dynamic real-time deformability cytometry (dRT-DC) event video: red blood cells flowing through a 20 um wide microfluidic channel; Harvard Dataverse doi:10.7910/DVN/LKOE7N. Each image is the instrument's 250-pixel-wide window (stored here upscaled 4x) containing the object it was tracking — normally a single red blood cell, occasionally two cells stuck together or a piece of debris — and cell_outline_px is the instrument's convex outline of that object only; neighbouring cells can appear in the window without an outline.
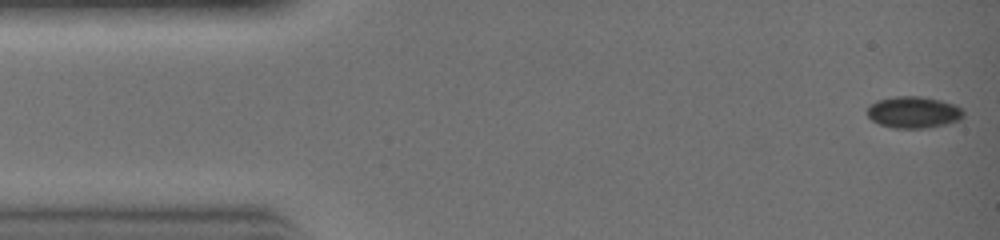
{"species": "common noctule bat (a hibernating species)", "species_latin": "Nyctalus noctula", "temperature_condition": "warm", "stored_images_in_passage": 24, "camera_frame_rate_fps": 3000, "um_per_image_px": 0.085, "animal": {"sex": "female", "body_mass_g": 19.0, "forearm_length_mm": 51.5}, "frame": {"image": 1, "passage_image": 1, "time_ms": 0.0, "image_size_px": [1000, 240], "cell_outline_px": [[964, 116], [960, 120], [944, 124], [924, 128], [896, 128], [880, 124], [872, 120], [868, 116], [868, 108], [876, 100], [896, 96], [920, 96], [940, 100], [952, 104], [960, 108], [964, 112]], "centroid_in_image_um": [77.65, 9.54], "position_along_channel_um": 7.3, "area_um2": 17.51}}
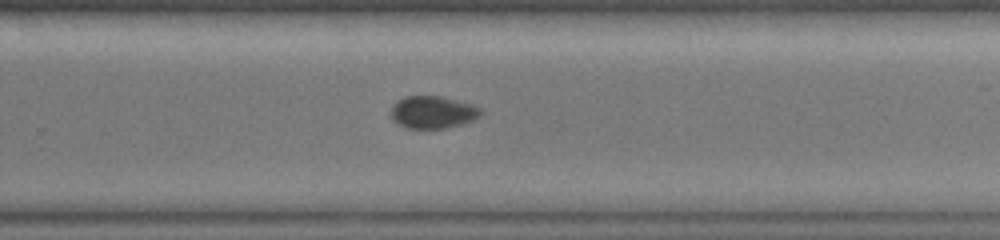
{"frame": {"image": 2, "passage_image": 20, "time_ms": 6.333, "image_size_px": [1000, 240], "cell_outline_px": [[484, 112], [480, 116], [472, 120], [460, 124], [444, 128], [408, 128], [392, 120], [392, 104], [396, 100], [404, 96], [444, 96], [472, 104], [480, 108]], "centroid_in_image_um": [36.79, 9.51], "position_along_channel_um": 293.0, "area_um2": 16.99}}
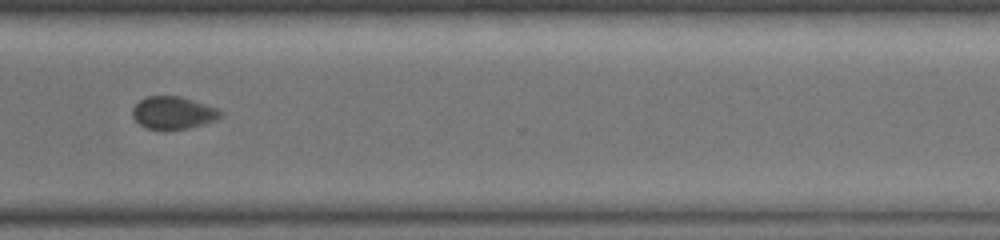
{"frame": {"image": 3, "passage_image": 23, "time_ms": 7.333, "image_size_px": [1000, 240], "cell_outline_px": [[224, 116], [216, 120], [204, 124], [188, 128], [148, 128], [140, 124], [132, 116], [132, 108], [140, 100], [148, 96], [180, 96], [220, 108], [224, 112]], "centroid_in_image_um": [14.79, 9.56], "position_along_channel_um": 355.8, "area_um2": 16.65}}